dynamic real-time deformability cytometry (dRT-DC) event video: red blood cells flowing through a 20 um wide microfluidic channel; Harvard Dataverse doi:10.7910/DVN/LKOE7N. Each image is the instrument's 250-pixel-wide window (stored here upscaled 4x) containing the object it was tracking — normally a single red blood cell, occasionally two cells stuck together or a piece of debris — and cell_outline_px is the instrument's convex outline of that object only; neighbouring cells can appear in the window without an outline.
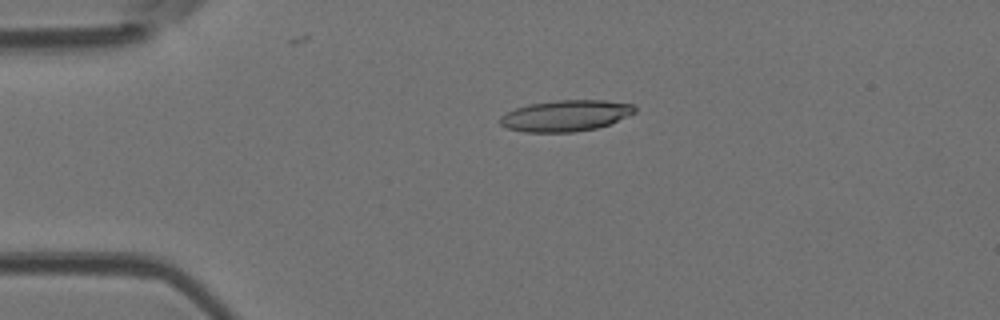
{"species": "Egyptian fruit bat (a non-hibernating species)", "species_latin": "Rousettus aegyptiacus", "temperature_condition": "room temperature", "stored_images_in_passage": 4, "camera_frame_rate_fps": 3000, "um_per_image_px": 0.085, "animal": {"sex": "female"}, "frame": {"image": 1, "passage_image": 3, "time_ms": 0.667, "image_size_px": [1000, 320], "cell_outline_px": [[636, 112], [608, 124], [596, 128], [576, 132], [524, 132], [504, 128], [500, 124], [500, 116], [516, 108], [528, 104], [556, 100], [604, 100], [632, 104], [636, 108]], "centroid_in_image_um": [48.05, 9.83], "position_along_channel_um": 37.0, "area_um2": 24.45}}